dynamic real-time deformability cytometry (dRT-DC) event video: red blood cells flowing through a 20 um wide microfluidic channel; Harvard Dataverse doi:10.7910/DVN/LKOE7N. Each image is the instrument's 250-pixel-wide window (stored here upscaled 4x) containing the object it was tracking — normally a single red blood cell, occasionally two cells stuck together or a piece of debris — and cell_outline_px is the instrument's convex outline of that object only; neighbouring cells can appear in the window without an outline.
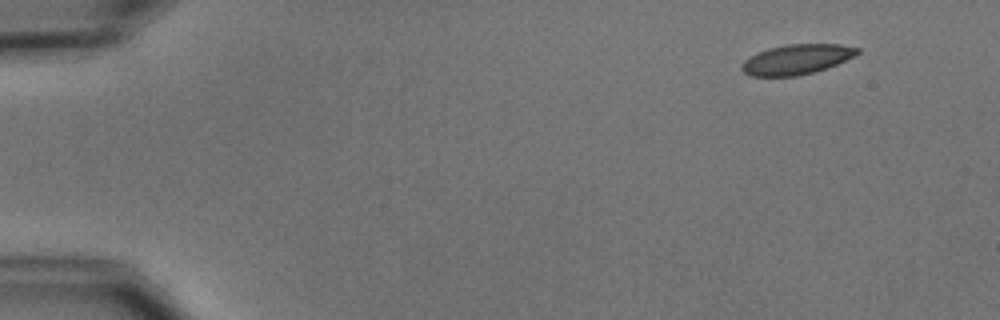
{"species": "common noctule bat (a hibernating species)", "species_latin": "Nyctalus noctula", "temperature_condition": "cold", "stored_images_in_passage": 5, "camera_frame_rate_fps": 3000, "um_per_image_px": 0.085, "animal": {"sex": "male", "body_mass_g": 15.6}, "frame": {"image": 1, "passage_image": 1, "time_ms": 0.0, "image_size_px": [1000, 320], "cell_outline_px": [[860, 52], [836, 64], [816, 72], [800, 76], [752, 76], [744, 72], [740, 68], [740, 64], [744, 60], [756, 52], [768, 48], [788, 44], [840, 44], [860, 48]], "centroid_in_image_um": [67.68, 5.05], "position_along_channel_um": 17.3, "area_um2": 20.29}}
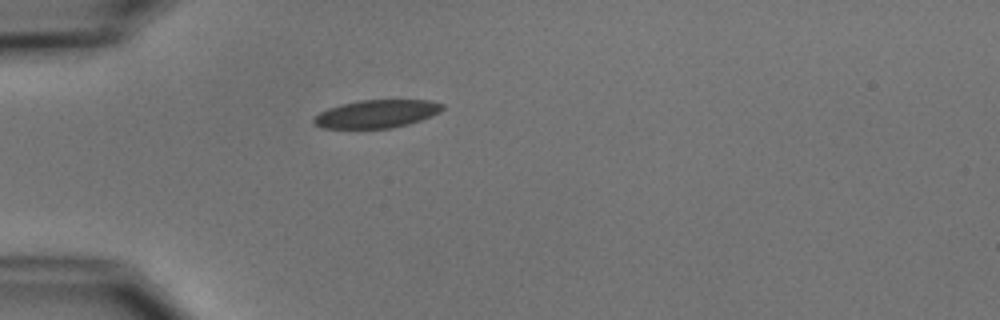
{"frame": {"image": 2, "passage_image": 4, "time_ms": 3.667, "image_size_px": [1000, 320], "cell_outline_px": [[444, 108], [440, 112], [420, 120], [408, 124], [392, 128], [320, 128], [312, 124], [312, 120], [320, 112], [328, 108], [340, 104], [360, 100], [428, 100], [444, 104]], "centroid_in_image_um": [31.99, 9.68], "position_along_channel_um": 53.0, "area_um2": 21.04}}